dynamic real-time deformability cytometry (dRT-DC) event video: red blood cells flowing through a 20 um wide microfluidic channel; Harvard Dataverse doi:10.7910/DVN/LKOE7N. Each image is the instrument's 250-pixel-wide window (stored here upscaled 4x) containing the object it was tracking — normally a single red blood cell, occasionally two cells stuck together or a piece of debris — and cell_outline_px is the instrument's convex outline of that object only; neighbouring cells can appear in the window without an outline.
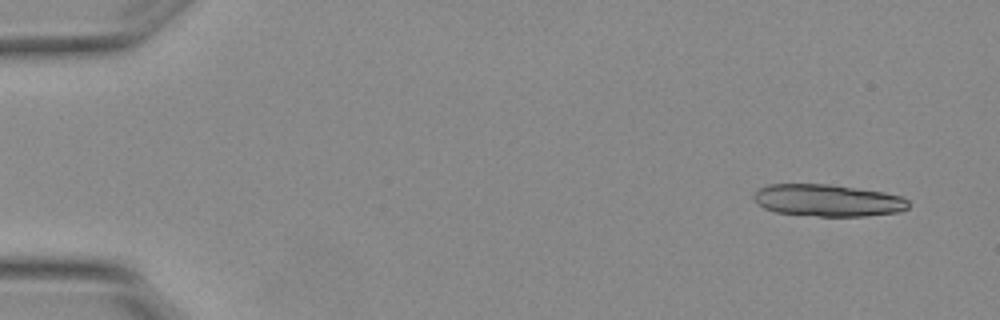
{"species": "Egyptian fruit bat (a non-hibernating species)", "species_latin": "Rousettus aegyptiacus", "temperature_condition": "warm", "stored_images_in_passage": 5, "camera_frame_rate_fps": 3000, "um_per_image_px": 0.085, "animal": {"sex": "female"}, "frame": {"image": 1, "passage_image": 1, "time_ms": 0.0, "image_size_px": [1000, 320], "cell_outline_px": [[908, 208], [900, 212], [864, 216], [816, 216], [776, 212], [764, 208], [756, 204], [752, 196], [760, 188], [768, 184], [828, 184], [884, 192], [904, 196], [908, 200]], "centroid_in_image_um": [70.36, 17.03], "position_along_channel_um": 14.6, "area_um2": 29.02}}